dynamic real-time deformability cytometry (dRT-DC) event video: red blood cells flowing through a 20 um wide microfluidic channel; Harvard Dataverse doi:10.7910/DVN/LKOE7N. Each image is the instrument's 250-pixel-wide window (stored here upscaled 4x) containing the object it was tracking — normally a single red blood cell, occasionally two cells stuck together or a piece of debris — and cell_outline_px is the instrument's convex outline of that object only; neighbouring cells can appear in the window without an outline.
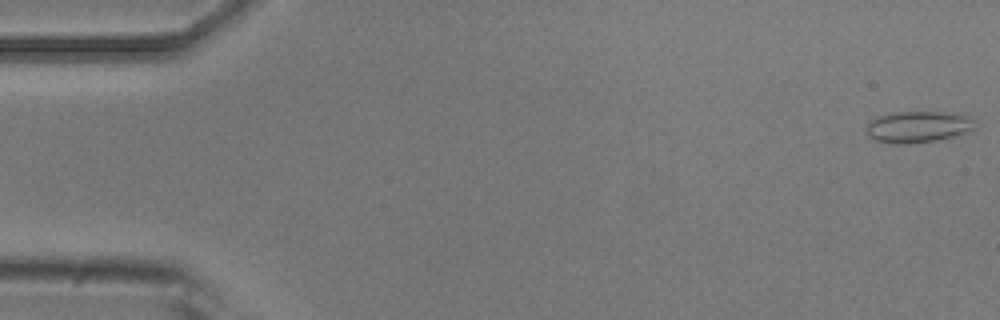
{"species": "common noctule bat (a hibernating species)", "species_latin": "Nyctalus noctula", "temperature_condition": "room temperature", "stored_images_in_passage": 6, "camera_frame_rate_fps": 3000, "um_per_image_px": 0.085, "animal": {"sex": "male", "body_mass_g": 20.5, "forearm_length_mm": 52.5}, "frame": {"image": 1, "passage_image": 1, "time_ms": 0.0, "image_size_px": [1000, 320], "cell_outline_px": [[972, 128], [964, 132], [952, 136], [936, 140], [908, 144], [896, 144], [876, 140], [868, 136], [868, 124], [872, 120], [880, 116], [896, 112], [944, 112], [964, 116], [972, 120]], "centroid_in_image_um": [77.96, 10.79], "position_along_channel_um": 7.0, "area_um2": 19.13}}